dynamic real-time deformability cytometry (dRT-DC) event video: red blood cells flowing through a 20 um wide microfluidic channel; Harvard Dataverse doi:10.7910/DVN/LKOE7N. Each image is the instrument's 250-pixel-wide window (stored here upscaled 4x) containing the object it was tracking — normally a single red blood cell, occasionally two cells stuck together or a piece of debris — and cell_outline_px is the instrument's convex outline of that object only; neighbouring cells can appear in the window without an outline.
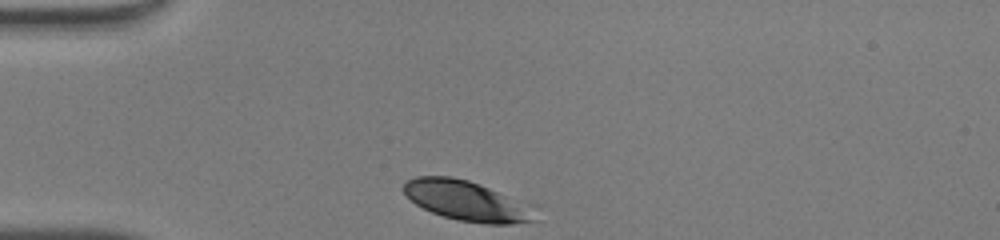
{"species": "human", "species_latin": "Homo sapiens", "temperature_condition": "warm", "stored_images_in_passage": 28, "camera_frame_rate_fps": 3000, "um_per_image_px": 0.085, "donor": {"sex": "male"}, "frame": {"image": 1, "passage_image": 1, "time_ms": 0.0, "image_size_px": [1000, 240], "cell_outline_px": [[540, 208], [536, 220], [512, 224], [484, 224], [456, 220], [432, 212], [416, 204], [404, 192], [404, 180], [416, 176], [452, 176], [468, 180], [540, 204]], "centroid_in_image_um": [39.88, 17.07], "position_along_channel_um": 45.1, "area_um2": 31.91}}
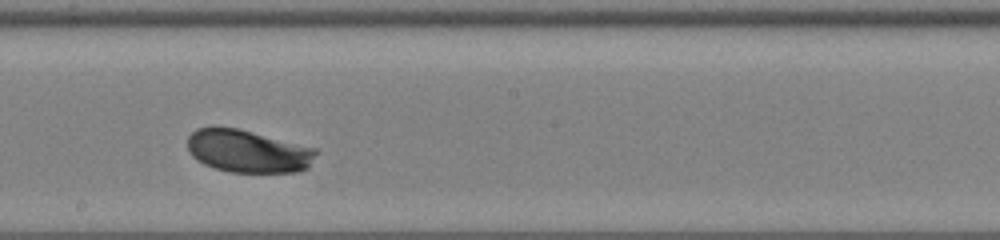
{"frame": {"image": 2, "passage_image": 16, "time_ms": 5.0, "image_size_px": [1000, 240], "cell_outline_px": [[316, 152], [308, 168], [296, 172], [228, 172], [204, 164], [196, 160], [188, 152], [188, 136], [196, 128], [212, 124], [236, 128], [316, 148]], "centroid_in_image_um": [21.0, 12.83], "position_along_channel_um": 227.2, "area_um2": 32.19}}
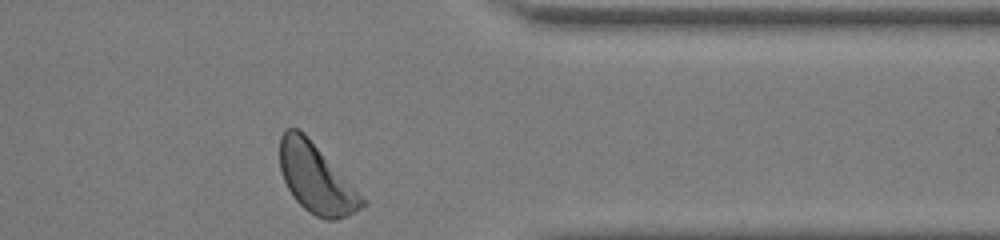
{"frame": {"image": 3, "passage_image": 28, "time_ms": 9.0, "image_size_px": [1000, 240], "cell_outline_px": [[364, 204], [360, 208], [348, 216], [336, 220], [324, 220], [308, 212], [292, 196], [284, 180], [280, 168], [280, 136], [288, 128], [296, 128], [304, 132], [364, 200]], "centroid_in_image_um": [26.81, 15.18], "position_along_channel_um": 384.6, "area_um2": 32.25}, "authors_computed_cell_mechanics": {"area_um2": 31.9923, "velocity_mm_per_s": 4.1885, "shape_relaxation_time_tau1_ms": 1.8357, "shape_relaxation_time_tau2_ms": null, "deformation_change_tau1": 0.1136, "deformation_change_tau2": null}}